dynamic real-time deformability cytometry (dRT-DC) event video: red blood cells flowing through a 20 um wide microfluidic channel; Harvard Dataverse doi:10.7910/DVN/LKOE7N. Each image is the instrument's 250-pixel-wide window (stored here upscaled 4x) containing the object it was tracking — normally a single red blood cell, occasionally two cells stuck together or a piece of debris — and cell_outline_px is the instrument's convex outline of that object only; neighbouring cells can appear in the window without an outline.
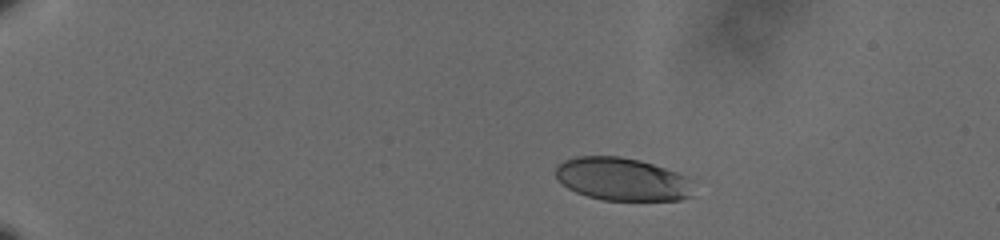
{"species": "human", "species_latin": "Homo sapiens", "temperature_condition": "cold", "stored_images_in_passage": 48, "camera_frame_rate_fps": 3000, "um_per_image_px": 0.085, "donor": {"sex": "male"}, "frame": {"image": 1, "passage_image": 1, "time_ms": 0.0, "image_size_px": [1000, 240], "cell_outline_px": [[692, 196], [680, 200], [604, 200], [588, 196], [576, 192], [568, 188], [556, 176], [556, 168], [564, 160], [576, 156], [620, 156], [640, 160], [688, 176]], "centroid_in_image_um": [52.88, 15.23], "position_along_channel_um": 32.1, "area_um2": 34.22}}
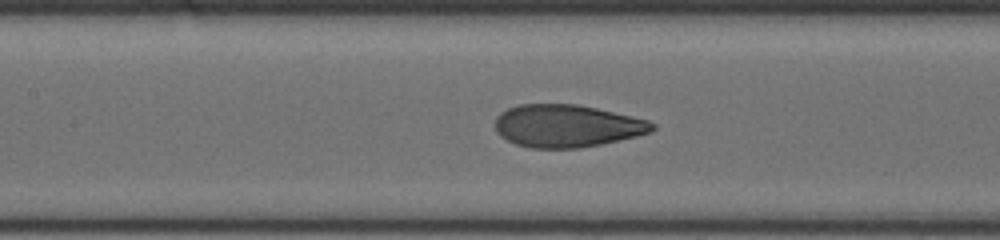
{"frame": {"image": 2, "passage_image": 20, "time_ms": 6.333, "image_size_px": [1000, 240], "cell_outline_px": [[656, 128], [652, 132], [636, 136], [600, 144], [580, 148], [532, 148], [516, 144], [500, 136], [496, 132], [496, 116], [500, 112], [508, 108], [520, 104], [576, 104], [596, 108], [648, 120], [656, 124]], "centroid_in_image_um": [48.18, 10.7], "position_along_channel_um": 159.2, "area_um2": 38.9}}
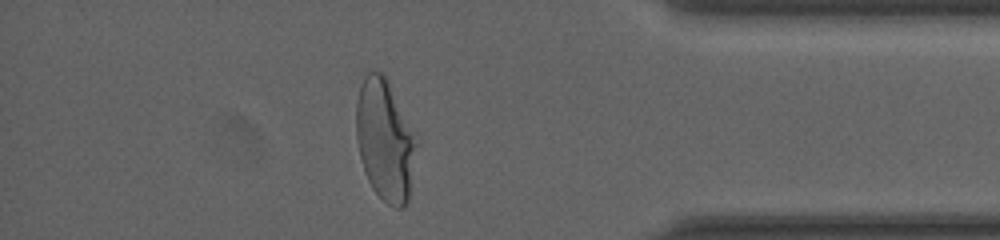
{"frame": {"image": 3, "passage_image": 42, "time_ms": 13.667, "image_size_px": [1000, 240], "cell_outline_px": [[420, 136], [408, 200], [400, 208], [396, 208], [388, 204], [372, 188], [364, 172], [360, 156], [356, 136], [356, 100], [360, 84], [364, 76], [368, 72], [380, 72], [388, 80]], "centroid_in_image_um": [32.77, 11.87], "position_along_channel_um": 402.4, "area_um2": 43.58}, "authors_computed_cell_mechanics": {"area_um2": 39.3618, "velocity_mm_per_s": 3.6013, "shape_relaxation_time_tau1_ms": 4.7166, "shape_relaxation_time_tau2_ms": 0.7375, "deformation_change_tau1": 0.1841, "deformation_change_tau2": 0.0696}}